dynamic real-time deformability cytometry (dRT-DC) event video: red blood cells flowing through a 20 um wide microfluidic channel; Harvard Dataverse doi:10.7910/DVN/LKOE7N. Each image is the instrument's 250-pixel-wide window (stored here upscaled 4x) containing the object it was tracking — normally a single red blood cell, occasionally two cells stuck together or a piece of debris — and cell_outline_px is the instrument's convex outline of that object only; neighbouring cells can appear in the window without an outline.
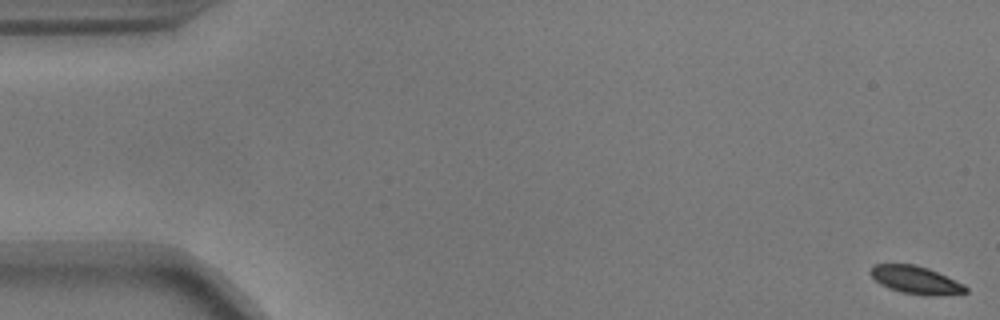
{"species": "common noctule bat (a hibernating species)", "species_latin": "Nyctalus noctula", "temperature_condition": "warm", "stored_images_in_passage": 56, "camera_frame_rate_fps": 3000, "um_per_image_px": 0.085, "animal": {"sex": "male", "body_mass_g": 17.9}, "frame": {"image": 1, "passage_image": 1, "time_ms": 0.0, "image_size_px": [1000, 320], "cell_outline_px": [[968, 292], [936, 296], [924, 296], [900, 292], [888, 288], [880, 284], [868, 272], [876, 264], [916, 264], [928, 268], [964, 284], [968, 288]], "centroid_in_image_um": [77.85, 23.81], "position_along_channel_um": 7.2, "area_um2": 15.49}}
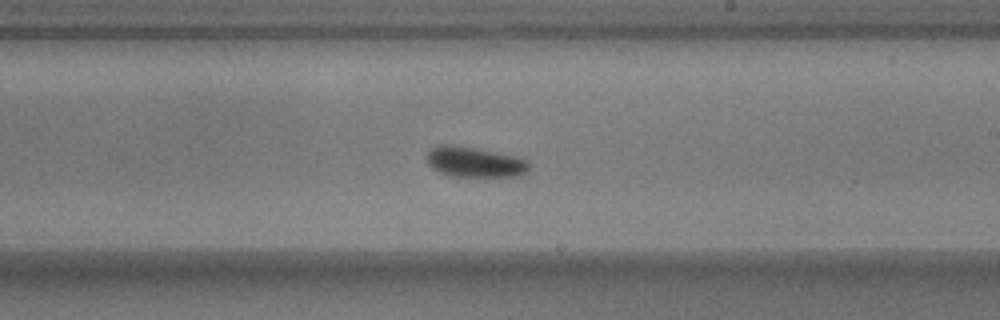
{"frame": {"image": 2, "passage_image": 33, "time_ms": 10.667, "image_size_px": [1000, 320], "cell_outline_px": [[528, 168], [524, 172], [516, 176], [448, 176], [432, 168], [428, 164], [428, 152], [432, 148], [440, 144], [452, 144], [512, 156], [524, 160], [528, 164]], "centroid_in_image_um": [40.25, 13.78], "position_along_channel_um": 248.7, "area_um2": 17.46}}
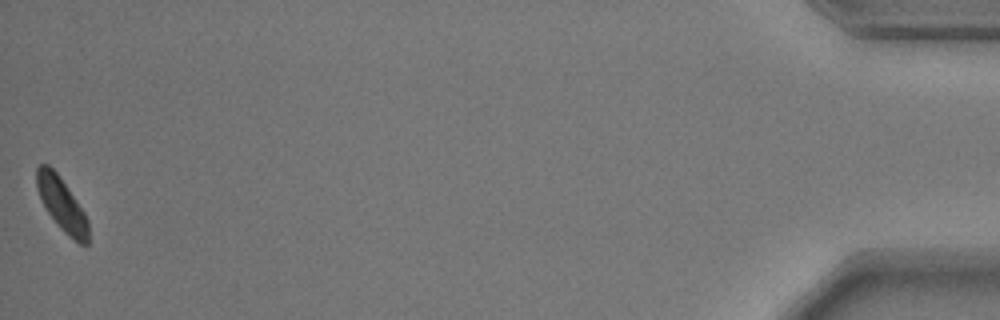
{"frame": {"image": 3, "passage_image": 56, "time_ms": 18.333, "image_size_px": [1000, 320], "cell_outline_px": [[88, 244], [80, 244], [64, 232], [56, 224], [40, 200], [36, 188], [36, 168], [40, 164], [48, 164], [60, 176], [84, 212], [88, 220]], "centroid_in_image_um": [5.22, 17.34], "position_along_channel_um": 430.0, "area_um2": 16.01}, "authors_computed_cell_mechanics": {"area_um2": 17.0221, "velocity_mm_per_s": 3.6255, "shape_relaxation_time_tau1_ms": 4.2391, "shape_relaxation_time_tau2_ms": 1.6512, "deformation_change_tau1": 0.1321, "deformation_change_tau2": 0.0544}}